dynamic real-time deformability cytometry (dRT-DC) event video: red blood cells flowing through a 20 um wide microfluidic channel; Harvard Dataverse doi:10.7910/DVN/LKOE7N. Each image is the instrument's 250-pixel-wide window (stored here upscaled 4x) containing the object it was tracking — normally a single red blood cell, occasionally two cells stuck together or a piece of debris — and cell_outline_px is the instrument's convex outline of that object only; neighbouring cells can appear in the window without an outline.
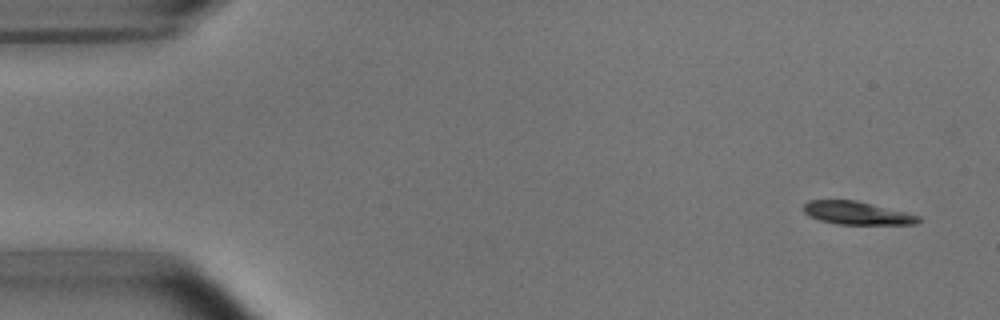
{"species": "common noctule bat (a hibernating species)", "species_latin": "Nyctalus noctula", "temperature_condition": "room temperature", "stored_images_in_passage": 4, "camera_frame_rate_fps": 3000, "um_per_image_px": 0.085, "animal": {"sex": "male", "body_mass_g": 15.6}, "frame": {"image": 1, "passage_image": 1, "time_ms": 0.0, "image_size_px": [1000, 320], "cell_outline_px": [[920, 220], [916, 224], [836, 224], [820, 220], [808, 216], [804, 212], [804, 204], [808, 200], [856, 200], [920, 216]], "centroid_in_image_um": [72.79, 18.11], "position_along_channel_um": 12.2, "area_um2": 15.26}}
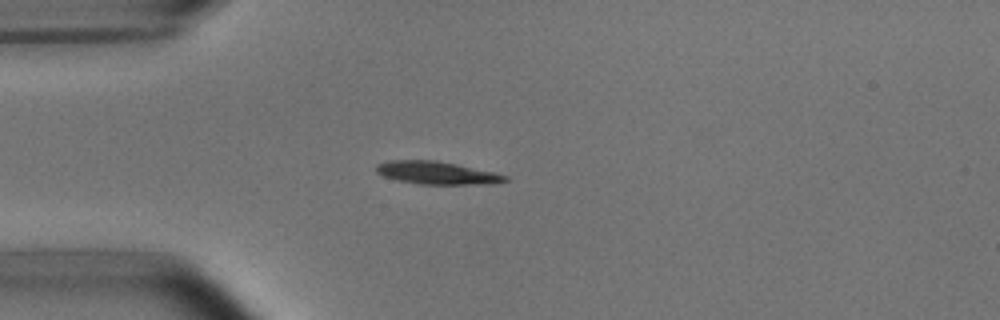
{"frame": {"image": 2, "passage_image": 4, "time_ms": 3.667, "image_size_px": [1000, 320], "cell_outline_px": [[508, 180], [492, 184], [420, 184], [396, 180], [384, 176], [376, 172], [376, 164], [388, 160], [436, 160], [456, 164], [492, 172], [508, 176]], "centroid_in_image_um": [37.09, 14.69], "position_along_channel_um": 47.9, "area_um2": 17.05}}